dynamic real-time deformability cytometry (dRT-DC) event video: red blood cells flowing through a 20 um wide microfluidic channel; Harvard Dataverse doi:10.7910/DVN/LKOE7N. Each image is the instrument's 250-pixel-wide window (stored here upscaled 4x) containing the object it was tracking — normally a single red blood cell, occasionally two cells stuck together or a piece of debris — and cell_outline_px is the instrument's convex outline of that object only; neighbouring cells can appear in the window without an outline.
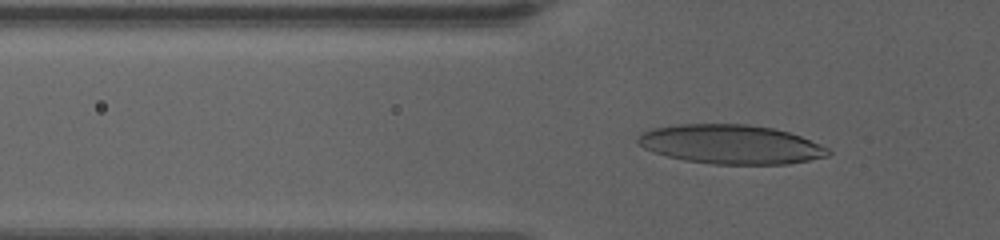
{"species": "human", "species_latin": "Homo sapiens", "temperature_condition": "warm", "stored_images_in_passage": 42, "camera_frame_rate_fps": 3000, "um_per_image_px": 0.085, "donor": {"sex": "female"}, "frame": {"image": 1, "passage_image": 5, "time_ms": 1.0, "image_size_px": [1000, 240], "cell_outline_px": [[832, 152], [828, 156], [788, 164], [712, 164], [684, 160], [668, 156], [644, 148], [636, 144], [636, 140], [640, 132], [652, 128], [676, 124], [748, 124], [772, 128], [788, 132], [800, 136], [820, 144], [828, 148]], "centroid_in_image_um": [62.09, 12.26], "position_along_channel_um": 63.7, "area_um2": 43.52}}
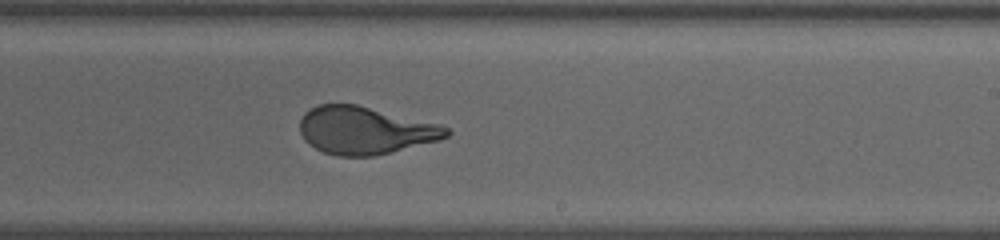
{"frame": {"image": 2, "passage_image": 28, "time_ms": 7.0, "image_size_px": [1000, 240], "cell_outline_px": [[452, 132], [448, 136], [440, 140], [372, 156], [336, 156], [324, 152], [308, 144], [304, 140], [300, 132], [300, 120], [304, 112], [320, 104], [356, 104], [440, 124], [448, 128]], "centroid_in_image_um": [31.02, 11.08], "position_along_channel_um": 258.0, "area_um2": 40.52}}
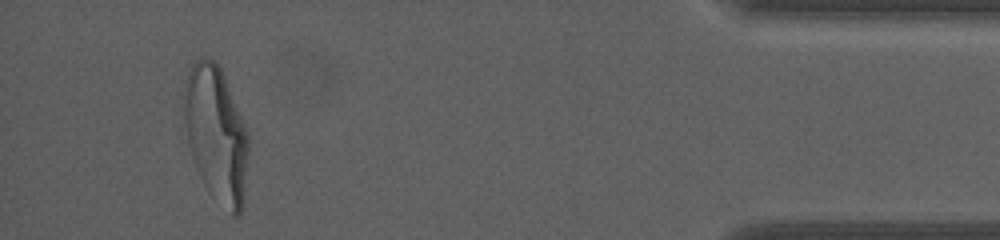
{"frame": {"image": 3, "passage_image": 40, "time_ms": 13.333, "image_size_px": [1000, 240], "cell_outline_px": [[248, 152], [244, 200], [240, 212], [236, 216], [232, 216], [208, 192], [196, 168], [188, 144], [184, 124], [180, 96], [184, 80], [192, 64], [196, 60], [204, 56], [212, 60], [220, 68], [224, 76], [248, 132]], "centroid_in_image_um": [18.33, 11.38], "position_along_channel_um": 416.9, "area_um2": 51.5}, "authors_computed_cell_mechanics": {"area_um2": 41.8761, "velocity_mm_per_s": 3.3813, "shape_relaxation_time_tau1_ms": 5.5654, "shape_relaxation_time_tau2_ms": null, "deformation_change_tau1": 0.2413, "deformation_change_tau2": null}}